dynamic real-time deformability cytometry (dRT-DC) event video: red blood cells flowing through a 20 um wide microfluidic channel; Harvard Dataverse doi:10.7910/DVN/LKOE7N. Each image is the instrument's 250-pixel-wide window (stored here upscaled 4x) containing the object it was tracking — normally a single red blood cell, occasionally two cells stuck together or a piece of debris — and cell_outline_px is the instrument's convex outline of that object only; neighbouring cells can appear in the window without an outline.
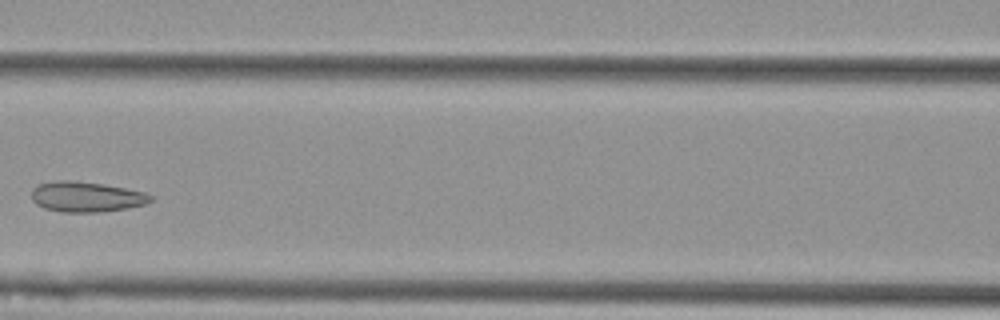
{"species": "Egyptian fruit bat (a non-hibernating species)", "species_latin": "Rousettus aegyptiacus", "temperature_condition": "cold", "stored_images_in_passage": 7, "camera_frame_rate_fps": 3000, "um_per_image_px": 0.085, "animal": {"sex": "female"}, "frame": {"image": 1, "passage_image": 4, "time_ms": 1.0, "image_size_px": [1000, 320], "cell_outline_px": [[152, 200], [148, 204], [100, 212], [60, 212], [44, 208], [36, 204], [32, 200], [32, 188], [40, 184], [52, 180], [72, 180], [104, 184], [144, 192], [152, 196]], "centroid_in_image_um": [7.31, 16.72], "position_along_channel_um": 159.3, "area_um2": 21.1}}
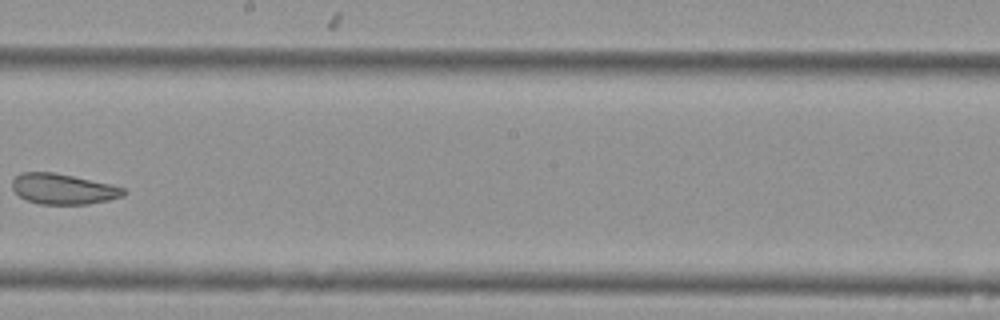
{"frame": {"image": 2, "passage_image": 6, "time_ms": 1.667, "image_size_px": [1000, 320], "cell_outline_px": [[128, 192], [124, 196], [108, 200], [88, 204], [40, 204], [28, 200], [20, 196], [12, 188], [12, 180], [20, 172], [52, 172], [112, 184], [124, 188]], "centroid_in_image_um": [5.39, 16.06], "position_along_channel_um": 242.8, "area_um2": 19.77}}
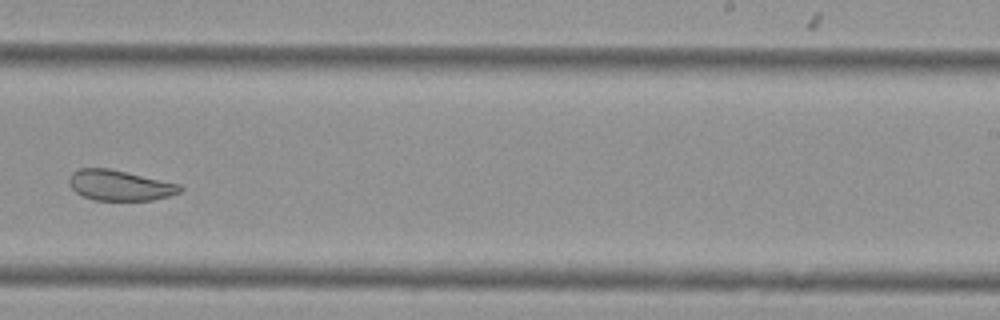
{"frame": {"image": 3, "passage_image": 7, "time_ms": 2.0, "image_size_px": [1000, 320], "cell_outline_px": [[184, 188], [180, 192], [168, 196], [152, 200], [92, 200], [76, 192], [68, 184], [68, 180], [72, 172], [80, 168], [108, 168], [180, 184]], "centroid_in_image_um": [10.16, 15.75], "position_along_channel_um": 278.8, "area_um2": 19.59}}